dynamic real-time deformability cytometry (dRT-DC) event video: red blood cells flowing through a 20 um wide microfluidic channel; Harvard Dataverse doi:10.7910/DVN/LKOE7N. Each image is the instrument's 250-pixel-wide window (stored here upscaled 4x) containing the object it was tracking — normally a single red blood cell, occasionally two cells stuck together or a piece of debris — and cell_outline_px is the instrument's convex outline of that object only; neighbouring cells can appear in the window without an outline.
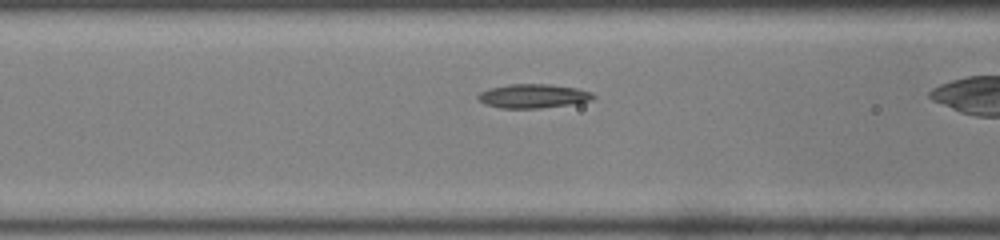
{"species": "common noctule bat (a hibernating species)", "species_latin": "Nyctalus noctula", "temperature_condition": "room temperature", "stored_images_in_passage": 28, "camera_frame_rate_fps": 3000, "um_per_image_px": 0.085, "animal": {"sex": "male", "body_mass_g": 19.0, "forearm_length_mm": 50.8}, "frame": {"image": 1, "passage_image": 9, "time_ms": 2.667, "image_size_px": [1000, 240], "cell_outline_px": [[596, 96], [592, 100], [568, 104], [540, 108], [500, 108], [484, 104], [476, 96], [480, 92], [488, 88], [508, 84], [548, 84], [576, 88], [592, 92]], "centroid_in_image_um": [45.28, 8.16], "position_along_channel_um": 121.3, "area_um2": 16.07}}
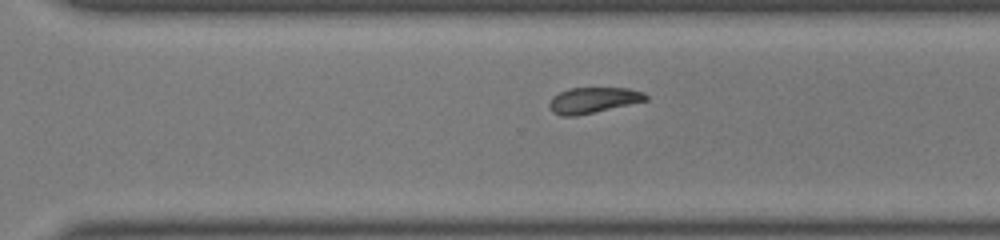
{"frame": {"image": 2, "passage_image": 24, "time_ms": 7.667, "image_size_px": [1000, 240], "cell_outline_px": [[648, 100], [576, 116], [560, 116], [552, 112], [548, 104], [552, 96], [568, 88], [628, 88], [644, 92], [648, 96]], "centroid_in_image_um": [50.39, 8.51], "position_along_channel_um": 320.2, "area_um2": 14.51}}